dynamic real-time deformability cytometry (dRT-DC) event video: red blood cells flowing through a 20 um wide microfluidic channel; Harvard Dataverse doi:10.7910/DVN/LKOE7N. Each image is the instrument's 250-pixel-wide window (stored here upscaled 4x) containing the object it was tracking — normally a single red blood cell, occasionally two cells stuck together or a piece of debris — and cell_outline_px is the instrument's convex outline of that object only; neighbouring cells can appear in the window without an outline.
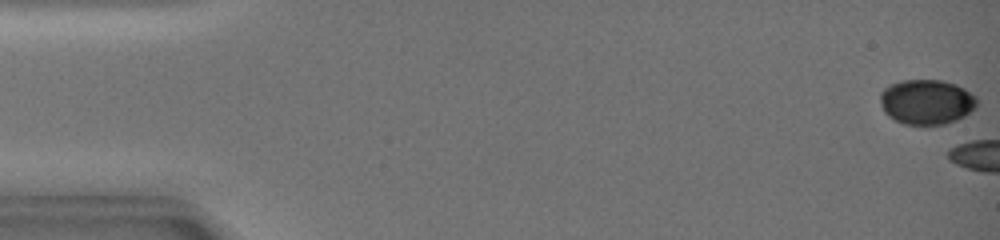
{"species": "common noctule bat (a hibernating species)", "species_latin": "Nyctalus noctula", "temperature_condition": "warm", "stored_images_in_passage": 4, "camera_frame_rate_fps": 3000, "um_per_image_px": 0.085, "animal": {"sex": "female", "body_mass_g": 19.0, "forearm_length_mm": 51.5}, "frame": {"image": 1, "passage_image": 1, "time_ms": 0.0, "image_size_px": [1000, 240], "cell_outline_px": [[976, 108], [964, 116], [956, 120], [944, 124], [904, 124], [888, 116], [884, 112], [880, 104], [880, 92], [884, 88], [900, 80], [940, 80], [956, 84], [964, 88], [976, 96]], "centroid_in_image_um": [78.75, 8.65], "position_along_channel_um": 6.3, "area_um2": 25.37}}